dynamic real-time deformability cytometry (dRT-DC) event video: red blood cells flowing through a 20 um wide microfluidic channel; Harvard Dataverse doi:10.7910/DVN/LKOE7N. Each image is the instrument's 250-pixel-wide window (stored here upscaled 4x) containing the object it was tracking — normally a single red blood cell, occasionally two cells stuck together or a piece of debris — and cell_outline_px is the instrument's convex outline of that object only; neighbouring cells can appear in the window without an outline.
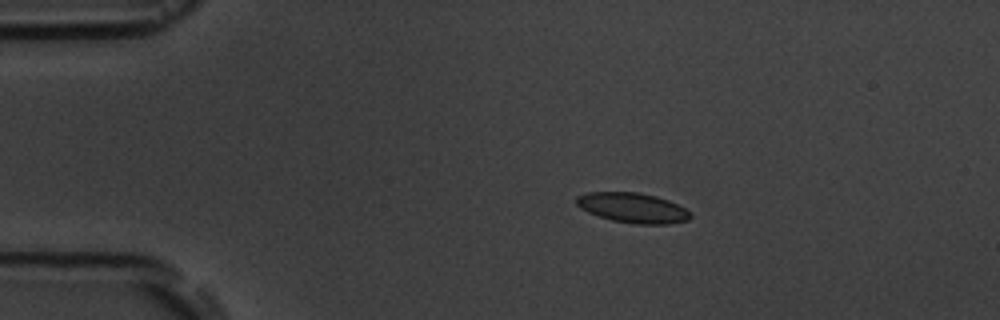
{"species": "common noctule bat (a hibernating species)", "species_latin": "Nyctalus noctula", "temperature_condition": "room temperature", "stored_images_in_passage": 6, "camera_frame_rate_fps": 3000, "um_per_image_px": 0.085, "animal": {"sex": "male", "body_mass_g": 19.5, "forearm_length_mm": 54.6}, "frame": {"image": 1, "passage_image": 3, "time_ms": 2.0, "image_size_px": [1000, 320], "cell_outline_px": [[692, 216], [688, 220], [668, 224], [632, 224], [612, 220], [588, 212], [580, 208], [576, 204], [576, 196], [588, 192], [636, 192], [656, 196], [668, 200], [692, 212]], "centroid_in_image_um": [53.78, 17.67], "position_along_channel_um": 31.2, "area_um2": 19.94}}
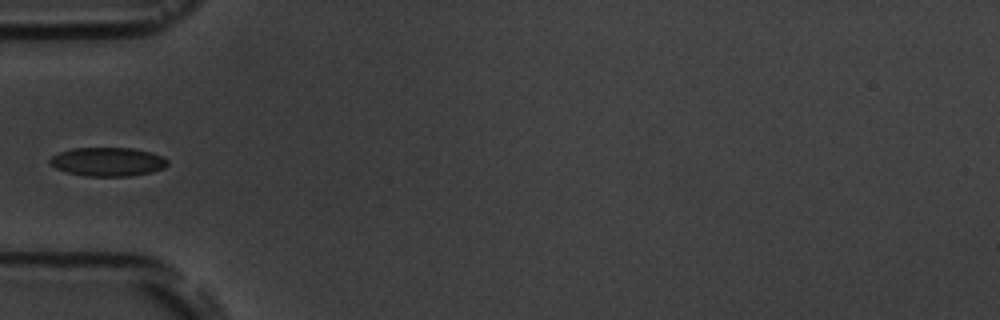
{"frame": {"image": 2, "passage_image": 5, "time_ms": 4.667, "image_size_px": [1000, 320], "cell_outline_px": [[168, 164], [164, 168], [152, 172], [128, 176], [88, 176], [68, 172], [56, 168], [48, 164], [48, 160], [52, 156], [60, 152], [72, 148], [132, 148], [152, 152], [164, 156], [168, 160]], "centroid_in_image_um": [9.18, 13.74], "position_along_channel_um": 75.8, "area_um2": 19.83}}
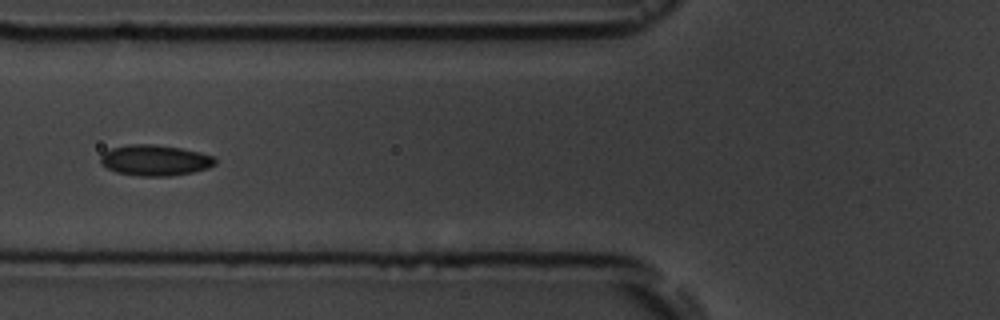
{"frame": {"image": 3, "passage_image": 6, "time_ms": 5.667, "image_size_px": [1000, 320], "cell_outline_px": [[216, 164], [208, 168], [192, 172], [168, 176], [140, 176], [116, 172], [100, 164], [100, 156], [104, 152], [112, 148], [132, 144], [152, 144], [180, 148], [200, 152], [212, 156], [216, 160]], "centroid_in_image_um": [13.16, 13.62], "position_along_channel_um": 112.6, "area_um2": 20.46}}